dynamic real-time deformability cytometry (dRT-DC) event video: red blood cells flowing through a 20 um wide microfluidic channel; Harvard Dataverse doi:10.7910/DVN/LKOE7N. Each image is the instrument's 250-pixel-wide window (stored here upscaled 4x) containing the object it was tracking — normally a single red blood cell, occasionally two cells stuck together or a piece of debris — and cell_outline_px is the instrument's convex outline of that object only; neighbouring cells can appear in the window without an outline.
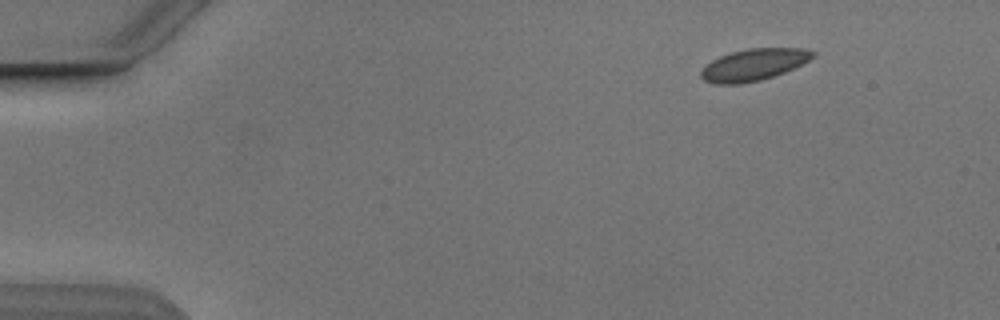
{"species": "Egyptian fruit bat (a non-hibernating species)", "species_latin": "Rousettus aegyptiacus", "temperature_condition": "cold", "stored_images_in_passage": 4, "camera_frame_rate_fps": 3000, "um_per_image_px": 0.085, "animal": {"sex": "male"}, "frame": {"image": 1, "passage_image": 1, "time_ms": 0.0, "image_size_px": [1000, 320], "cell_outline_px": [[816, 56], [784, 72], [760, 80], [740, 84], [716, 84], [704, 80], [700, 76], [700, 72], [712, 60], [720, 56], [732, 52], [748, 48], [804, 48], [816, 52]], "centroid_in_image_um": [64.07, 5.49], "position_along_channel_um": 20.9, "area_um2": 20.46}}
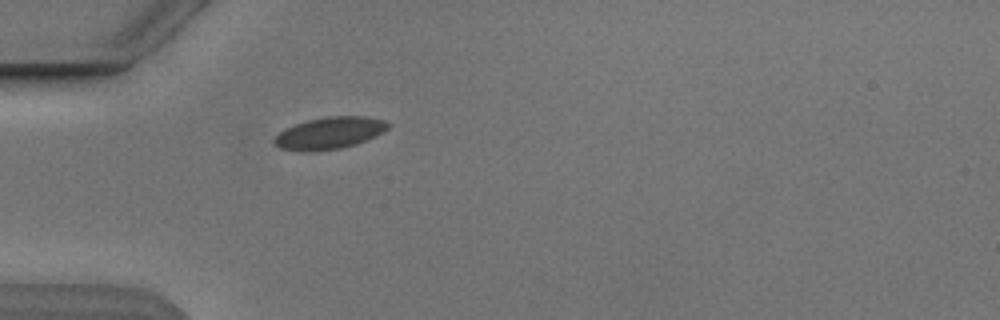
{"frame": {"image": 2, "passage_image": 4, "time_ms": 3.333, "image_size_px": [1000, 320], "cell_outline_px": [[392, 124], [388, 128], [376, 136], [356, 144], [340, 148], [316, 152], [300, 152], [280, 148], [272, 140], [284, 128], [308, 120], [328, 116], [368, 116], [384, 120]], "centroid_in_image_um": [28.01, 11.32], "position_along_channel_um": 57.0, "area_um2": 21.39}}